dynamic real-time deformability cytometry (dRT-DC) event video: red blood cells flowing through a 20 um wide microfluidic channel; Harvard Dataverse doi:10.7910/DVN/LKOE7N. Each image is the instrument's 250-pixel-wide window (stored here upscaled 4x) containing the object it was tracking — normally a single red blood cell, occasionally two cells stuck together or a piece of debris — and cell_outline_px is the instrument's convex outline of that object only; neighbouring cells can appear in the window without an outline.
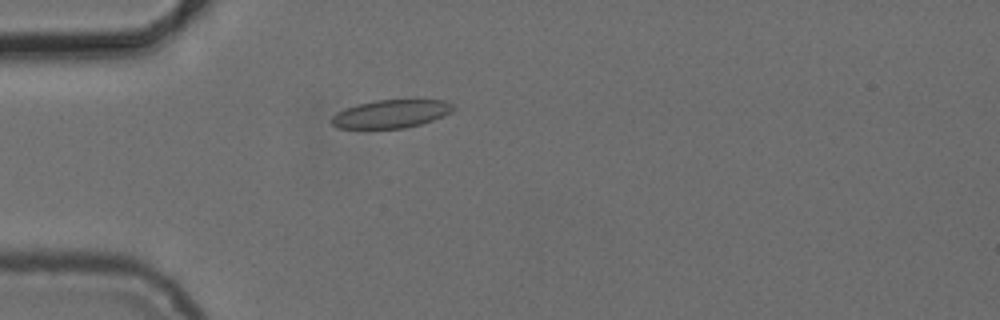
{"species": "common noctule bat (a hibernating species)", "species_latin": "Nyctalus noctula", "temperature_condition": "cold", "stored_images_in_passage": 4, "camera_frame_rate_fps": 3000, "um_per_image_px": 0.085, "animal": {"sex": "female", "body_mass_g": 24.6, "forearm_length_mm": 56.2}, "frame": {"image": 1, "passage_image": 4, "time_ms": 3.333, "image_size_px": [1000, 320], "cell_outline_px": [[456, 108], [452, 112], [444, 116], [420, 124], [404, 128], [336, 128], [328, 120], [336, 112], [356, 104], [376, 100], [444, 100], [456, 104]], "centroid_in_image_um": [33.24, 9.67], "position_along_channel_um": 51.8, "area_um2": 20.17}}